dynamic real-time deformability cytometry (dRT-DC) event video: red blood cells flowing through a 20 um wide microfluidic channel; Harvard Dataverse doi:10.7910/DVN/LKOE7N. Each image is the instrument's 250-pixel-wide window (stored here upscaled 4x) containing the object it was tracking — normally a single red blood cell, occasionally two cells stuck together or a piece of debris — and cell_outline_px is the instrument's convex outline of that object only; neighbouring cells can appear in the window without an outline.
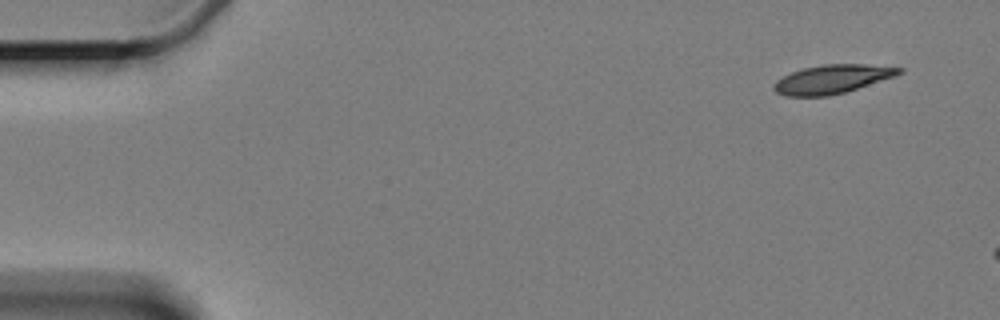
{"species": "Egyptian fruit bat (a non-hibernating species)", "species_latin": "Rousettus aegyptiacus", "temperature_condition": "cold", "stored_images_in_passage": 3, "camera_frame_rate_fps": 3000, "um_per_image_px": 0.085, "animal": {"sex": "female"}, "frame": {"image": 1, "passage_image": 1, "time_ms": 0.0, "image_size_px": [1000, 320], "cell_outline_px": [[904, 72], [896, 76], [844, 92], [828, 96], [784, 96], [776, 92], [772, 88], [772, 84], [776, 80], [792, 72], [804, 68], [824, 64], [864, 64], [904, 68]], "centroid_in_image_um": [70.73, 6.73], "position_along_channel_um": 14.3, "area_um2": 20.92}}